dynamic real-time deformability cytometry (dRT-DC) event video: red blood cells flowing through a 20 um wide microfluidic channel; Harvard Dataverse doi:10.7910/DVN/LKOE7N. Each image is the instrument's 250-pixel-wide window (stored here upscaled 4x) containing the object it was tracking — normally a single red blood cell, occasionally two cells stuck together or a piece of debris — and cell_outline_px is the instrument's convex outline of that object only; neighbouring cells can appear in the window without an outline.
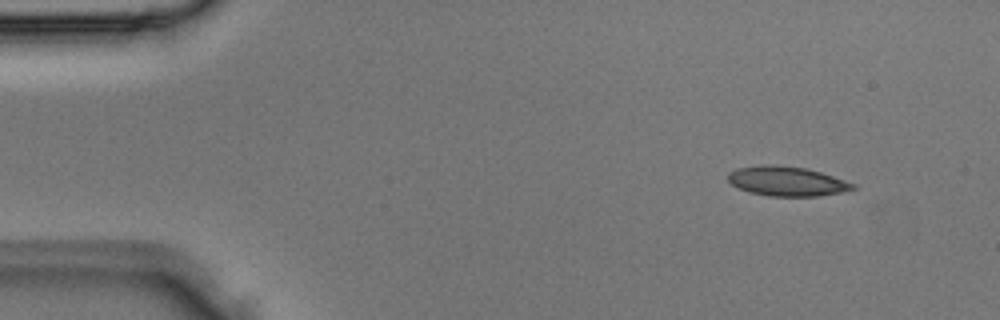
{"species": "Egyptian fruit bat (a non-hibernating species)", "species_latin": "Rousettus aegyptiacus", "temperature_condition": "room temperature", "stored_images_in_passage": 5, "camera_frame_rate_fps": 3000, "um_per_image_px": 0.085, "animal": {"sex": "male"}, "frame": {"image": 1, "passage_image": 5, "time_ms": 1.333, "image_size_px": [1000, 320], "cell_outline_px": [[860, 188], [840, 192], [816, 196], [768, 196], [748, 192], [732, 184], [728, 180], [728, 172], [736, 168], [764, 164], [776, 164], [804, 168], [820, 172], [856, 184]], "centroid_in_image_um": [66.87, 15.4], "position_along_channel_um": 18.1, "area_um2": 21.56}}